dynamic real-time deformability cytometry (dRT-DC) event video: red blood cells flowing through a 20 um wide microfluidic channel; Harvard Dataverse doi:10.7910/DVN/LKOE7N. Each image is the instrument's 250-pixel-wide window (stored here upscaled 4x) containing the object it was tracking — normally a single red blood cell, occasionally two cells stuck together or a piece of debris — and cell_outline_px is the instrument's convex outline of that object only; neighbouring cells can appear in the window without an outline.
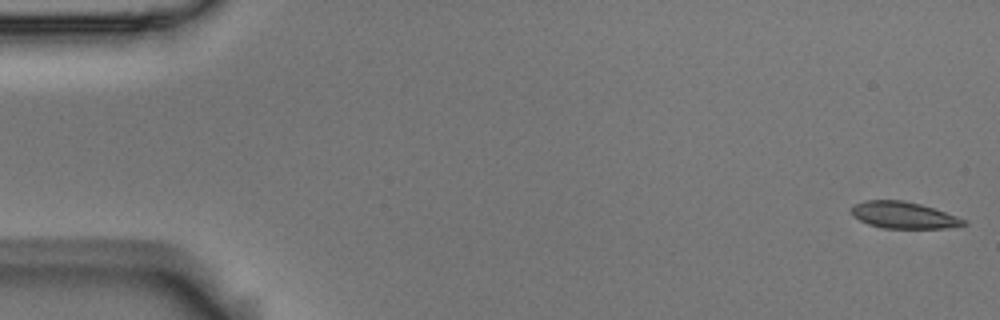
{"species": "Egyptian fruit bat (a non-hibernating species)", "species_latin": "Rousettus aegyptiacus", "temperature_condition": "room temperature", "stored_images_in_passage": 8, "camera_frame_rate_fps": 3000, "um_per_image_px": 0.085, "animal": {"sex": "male"}, "frame": {"image": 1, "passage_image": 1, "time_ms": 0.0, "image_size_px": [1000, 320], "cell_outline_px": [[968, 224], [944, 228], [884, 228], [868, 224], [860, 220], [852, 212], [852, 204], [864, 200], [900, 200], [920, 204], [968, 220]], "centroid_in_image_um": [76.81, 18.28], "position_along_channel_um": 8.2, "area_um2": 17.22}}
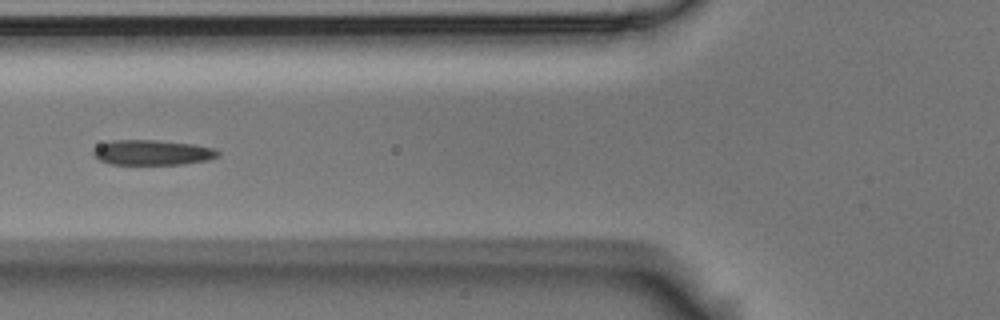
{"frame": {"image": 2, "passage_image": 6, "time_ms": 1.667, "image_size_px": [1000, 320], "cell_outline_px": [[220, 152], [216, 156], [208, 160], [184, 164], [112, 164], [100, 160], [92, 152], [100, 144], [112, 140], [156, 140], [192, 144], [216, 148]], "centroid_in_image_um": [12.98, 12.96], "position_along_channel_um": 112.8, "area_um2": 18.09}}
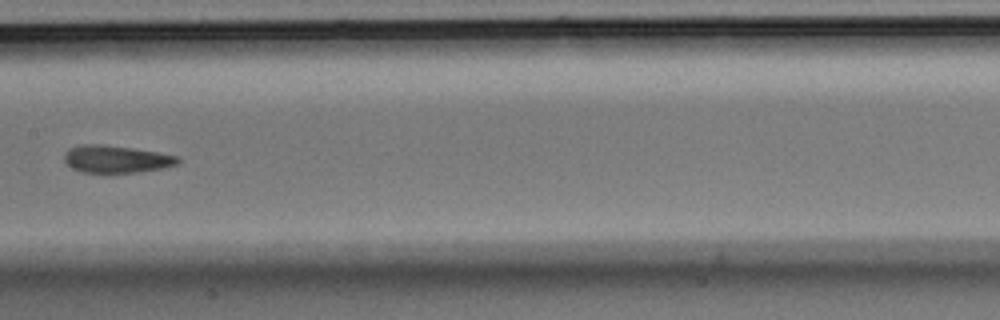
{"frame": {"image": 3, "passage_image": 8, "time_ms": 2.333, "image_size_px": [1000, 320], "cell_outline_px": [[180, 160], [176, 164], [164, 168], [136, 172], [80, 172], [64, 164], [64, 152], [68, 148], [84, 144], [100, 144], [132, 148], [160, 152], [180, 156]], "centroid_in_image_um": [9.86, 13.51], "position_along_channel_um": 197.5, "area_um2": 18.26}}